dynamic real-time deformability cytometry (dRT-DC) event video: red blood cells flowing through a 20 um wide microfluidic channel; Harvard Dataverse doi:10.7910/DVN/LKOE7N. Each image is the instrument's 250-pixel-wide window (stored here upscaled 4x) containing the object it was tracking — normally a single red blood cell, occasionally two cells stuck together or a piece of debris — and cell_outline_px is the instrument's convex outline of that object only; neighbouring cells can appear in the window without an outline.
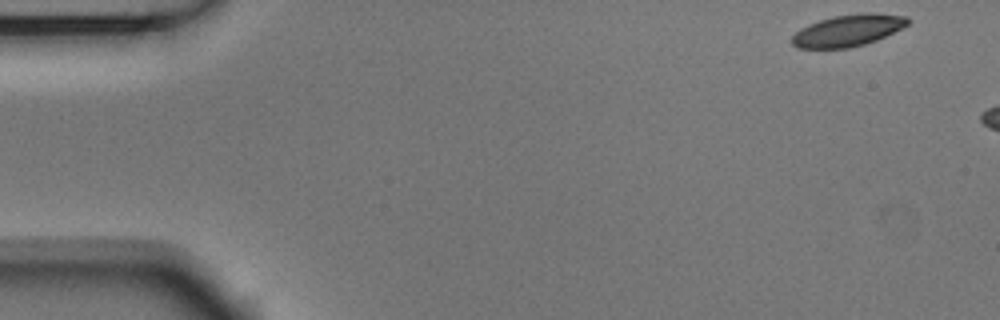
{"species": "Egyptian fruit bat (a non-hibernating species)", "species_latin": "Rousettus aegyptiacus", "temperature_condition": "room temperature", "stored_images_in_passage": 6, "camera_frame_rate_fps": 3000, "um_per_image_px": 0.085, "animal": {"sex": "male"}, "frame": {"image": 1, "passage_image": 1, "time_ms": 0.0, "image_size_px": [1000, 320], "cell_outline_px": [[912, 20], [904, 28], [876, 40], [864, 44], [848, 48], [796, 48], [792, 44], [792, 36], [800, 28], [808, 24], [832, 16], [860, 12], [872, 12], [908, 16]], "centroid_in_image_um": [72.12, 2.57], "position_along_channel_um": 12.9, "area_um2": 21.73}}